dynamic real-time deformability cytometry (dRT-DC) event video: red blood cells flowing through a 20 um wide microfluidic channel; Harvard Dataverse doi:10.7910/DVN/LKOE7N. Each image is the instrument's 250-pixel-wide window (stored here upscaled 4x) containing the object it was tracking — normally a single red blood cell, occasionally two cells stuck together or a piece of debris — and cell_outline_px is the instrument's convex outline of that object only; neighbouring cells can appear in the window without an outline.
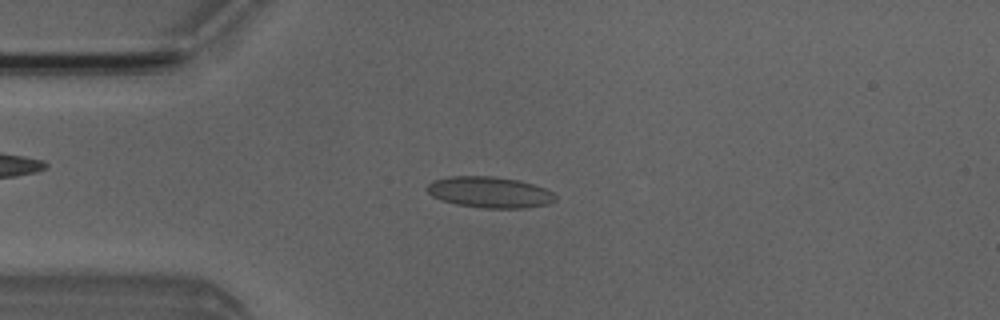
{"species": "Egyptian fruit bat (a non-hibernating species)", "species_latin": "Rousettus aegyptiacus", "temperature_condition": "room temperature", "stored_images_in_passage": 6, "camera_frame_rate_fps": 3000, "um_per_image_px": 0.085, "animal": {"sex": "male"}, "frame": {"image": 1, "passage_image": 2, "time_ms": 1.333, "image_size_px": [1000, 320], "cell_outline_px": [[556, 200], [548, 204], [528, 208], [484, 208], [456, 204], [440, 200], [432, 196], [424, 188], [432, 180], [448, 176], [492, 176], [520, 180], [544, 188], [552, 192], [556, 196]], "centroid_in_image_um": [41.59, 16.34], "position_along_channel_um": 43.4, "area_um2": 23.47}}
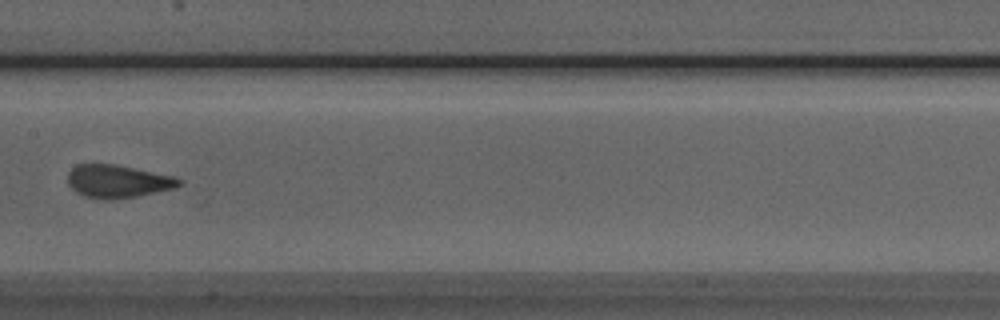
{"frame": {"image": 2, "passage_image": 6, "time_ms": 5.667, "image_size_px": [1000, 320], "cell_outline_px": [[184, 184], [172, 188], [136, 196], [112, 200], [100, 200], [84, 196], [76, 192], [68, 184], [68, 172], [76, 164], [116, 164], [176, 176], [184, 180]], "centroid_in_image_um": [10.02, 15.41], "position_along_channel_um": 197.4, "area_um2": 21.62}}